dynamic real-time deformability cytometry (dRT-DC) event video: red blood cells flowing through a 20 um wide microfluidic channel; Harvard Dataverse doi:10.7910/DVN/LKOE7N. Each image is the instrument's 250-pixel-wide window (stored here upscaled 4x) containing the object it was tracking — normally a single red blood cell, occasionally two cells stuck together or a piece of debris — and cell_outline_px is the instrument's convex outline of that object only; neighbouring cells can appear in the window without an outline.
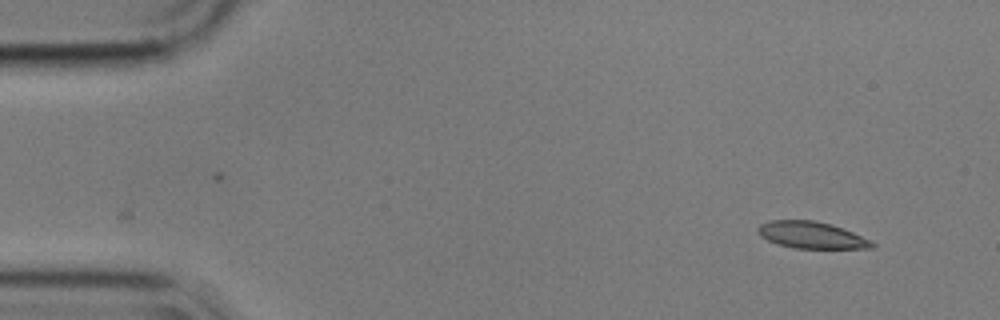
{"species": "common noctule bat (a hibernating species)", "species_latin": "Nyctalus noctula", "temperature_condition": "cold", "stored_images_in_passage": 52, "camera_frame_rate_fps": 3000, "um_per_image_px": 0.085, "animal": {"sex": "male", "body_mass_g": 17.9}, "frame": {"image": 1, "passage_image": 1, "time_ms": 0.0, "image_size_px": [1000, 320], "cell_outline_px": [[876, 248], [792, 248], [776, 244], [760, 236], [756, 228], [760, 224], [768, 220], [816, 220], [832, 224], [872, 240], [876, 244]], "centroid_in_image_um": [68.97, 19.98], "position_along_channel_um": 16.0, "area_um2": 18.03}}
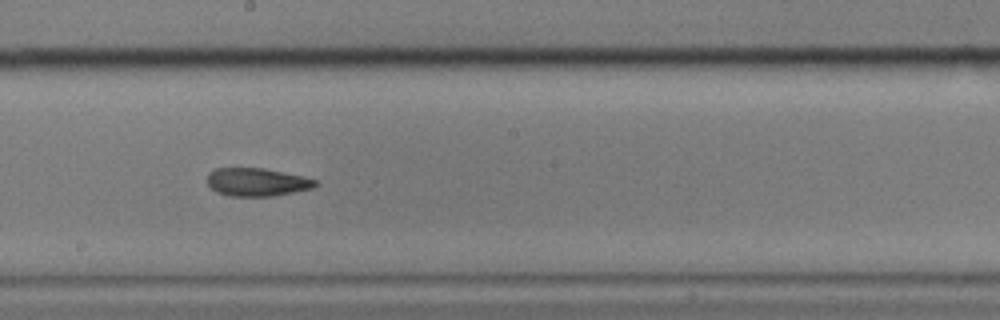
{"frame": {"image": 2, "passage_image": 27, "time_ms": 8.667, "image_size_px": [1000, 320], "cell_outline_px": [[320, 184], [312, 188], [272, 196], [228, 196], [216, 192], [208, 184], [208, 172], [216, 168], [264, 168], [304, 176], [316, 180]], "centroid_in_image_um": [21.84, 15.47], "position_along_channel_um": 226.4, "area_um2": 17.74}}
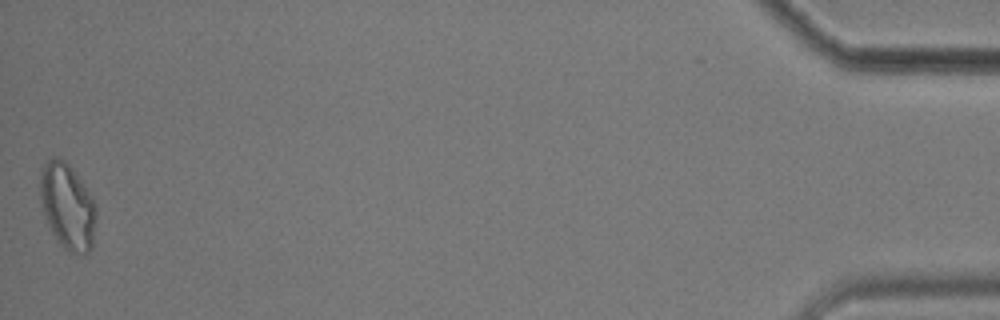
{"frame": {"image": 3, "passage_image": 52, "time_ms": 17.0, "image_size_px": [1000, 320], "cell_outline_px": [[96, 220], [92, 248], [84, 256], [72, 252], [64, 248], [56, 240], [44, 216], [40, 200], [40, 180], [44, 164], [52, 156], [56, 156], [64, 160], [72, 168], [92, 196], [96, 204]], "centroid_in_image_um": [5.75, 17.56], "position_along_channel_um": 429.5, "area_um2": 28.26}, "authors_computed_cell_mechanics": {"area_um2": 18.7272, "velocity_mm_per_s": 3.5586, "shape_relaxation_time_tau1_ms": null, "shape_relaxation_time_tau2_ms": 7.4291, "deformation_change_tau1": null, "deformation_change_tau2": 0.1433}}